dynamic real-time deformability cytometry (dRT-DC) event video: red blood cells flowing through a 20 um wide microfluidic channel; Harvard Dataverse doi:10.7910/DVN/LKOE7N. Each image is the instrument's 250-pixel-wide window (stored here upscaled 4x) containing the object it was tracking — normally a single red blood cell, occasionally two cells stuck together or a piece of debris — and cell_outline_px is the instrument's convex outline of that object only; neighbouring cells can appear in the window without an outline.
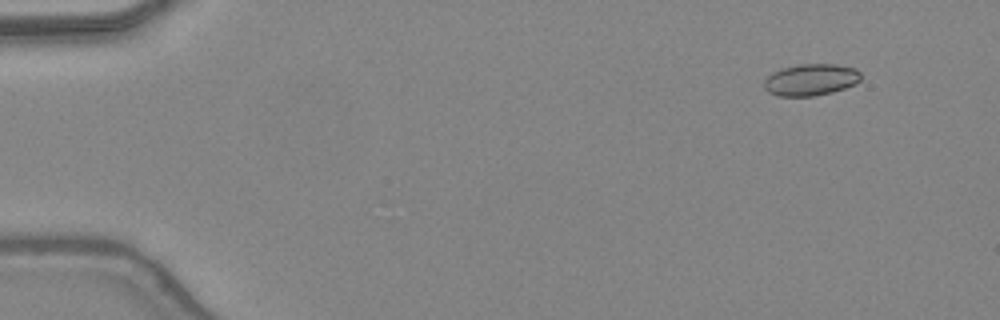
{"species": "common noctule bat (a hibernating species)", "species_latin": "Nyctalus noctula", "temperature_condition": "warm", "stored_images_in_passage": 48, "camera_frame_rate_fps": 3000, "um_per_image_px": 0.085, "animal": {"sex": "female", "body_mass_g": 24.6, "forearm_length_mm": 56.2}, "frame": {"image": 1, "passage_image": 5, "time_ms": 1.333, "image_size_px": [1000, 320], "cell_outline_px": [[860, 80], [856, 84], [832, 92], [812, 96], [776, 96], [768, 92], [764, 88], [764, 80], [772, 72], [780, 68], [800, 64], [836, 64], [856, 68], [860, 72]], "centroid_in_image_um": [68.9, 6.77], "position_along_channel_um": 16.1, "area_um2": 18.03}}
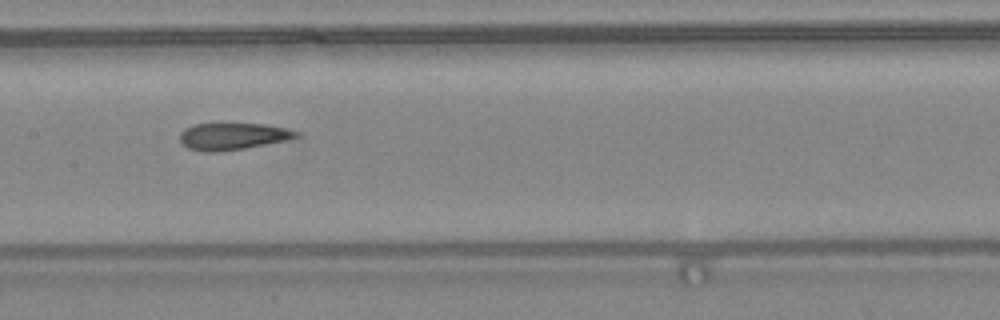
{"frame": {"image": 2, "passage_image": 25, "time_ms": 8.0, "image_size_px": [1000, 320], "cell_outline_px": [[300, 136], [288, 140], [244, 148], [216, 152], [204, 152], [188, 148], [180, 140], [180, 132], [184, 128], [192, 124], [264, 124], [284, 128], [300, 132]], "centroid_in_image_um": [19.78, 11.58], "position_along_channel_um": 187.6, "area_um2": 18.15}}
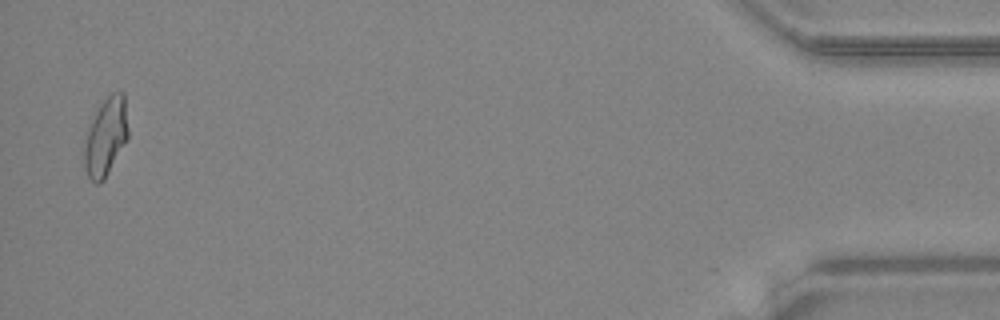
{"frame": {"image": 3, "passage_image": 47, "time_ms": 15.333, "image_size_px": [1000, 320], "cell_outline_px": [[128, 136], [104, 180], [100, 184], [96, 184], [88, 176], [84, 168], [84, 148], [88, 132], [96, 112], [100, 104], [112, 92], [120, 88], [124, 92], [128, 128]], "centroid_in_image_um": [9.01, 11.6], "position_along_channel_um": 426.2, "area_um2": 19.65}, "authors_computed_cell_mechanics": {"area_um2": 18.8139, "velocity_mm_per_s": 4.4336, "shape_relaxation_time_tau1_ms": null, "shape_relaxation_time_tau2_ms": 1.7204, "deformation_change_tau1": null, "deformation_change_tau2": 0.1201}}